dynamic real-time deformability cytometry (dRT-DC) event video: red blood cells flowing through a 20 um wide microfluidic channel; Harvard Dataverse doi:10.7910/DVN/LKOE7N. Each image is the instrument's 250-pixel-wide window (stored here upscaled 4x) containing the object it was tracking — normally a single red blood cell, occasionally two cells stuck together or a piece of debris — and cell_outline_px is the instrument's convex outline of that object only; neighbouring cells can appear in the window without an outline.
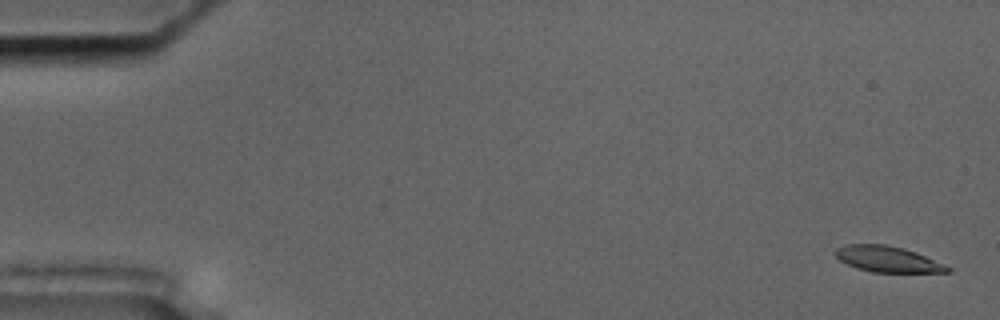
{"species": "common noctule bat (a hibernating species)", "species_latin": "Nyctalus noctula", "temperature_condition": "cold", "stored_images_in_passage": 18, "camera_frame_rate_fps": 3000, "um_per_image_px": 0.085, "animal": {"sex": "male", "body_mass_g": 17.5, "forearm_length_mm": 52.3}, "frame": {"image": 1, "passage_image": 2, "time_ms": 0.333, "image_size_px": [1000, 320], "cell_outline_px": [[952, 272], [872, 272], [856, 268], [840, 260], [836, 256], [836, 248], [848, 244], [884, 244], [904, 248], [916, 252], [944, 264], [952, 268]], "centroid_in_image_um": [75.47, 22.03], "position_along_channel_um": 9.5, "area_um2": 16.82}}
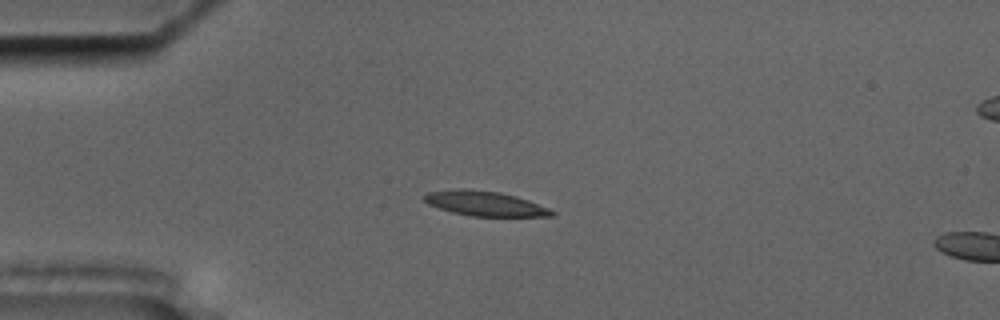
{"frame": {"image": 2, "passage_image": 15, "time_ms": 4.667, "image_size_px": [1000, 320], "cell_outline_px": [[556, 212], [552, 216], [472, 216], [452, 212], [428, 204], [424, 200], [424, 196], [428, 192], [460, 188], [468, 188], [500, 192], [516, 196], [528, 200], [548, 208]], "centroid_in_image_um": [41.21, 17.29], "position_along_channel_um": 43.8, "area_um2": 18.32}}